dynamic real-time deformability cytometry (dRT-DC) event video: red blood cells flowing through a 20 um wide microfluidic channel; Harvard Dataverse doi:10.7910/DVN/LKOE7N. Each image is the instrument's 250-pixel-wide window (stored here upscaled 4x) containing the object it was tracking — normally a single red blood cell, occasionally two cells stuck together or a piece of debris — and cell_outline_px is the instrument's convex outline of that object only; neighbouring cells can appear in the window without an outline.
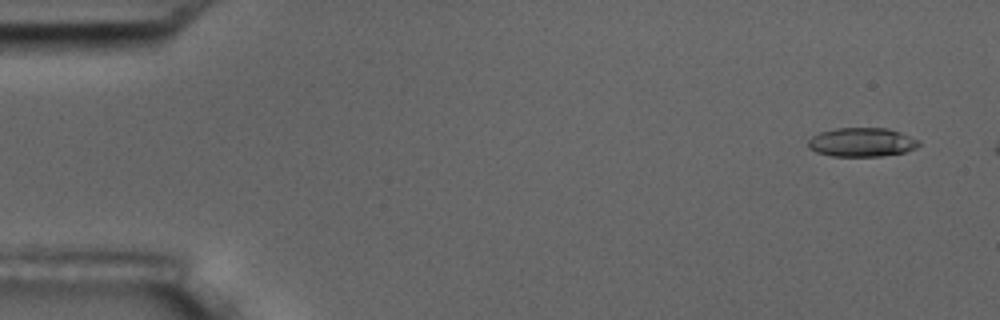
{"species": "common noctule bat (a hibernating species)", "species_latin": "Nyctalus noctula", "temperature_condition": "room temperature", "stored_images_in_passage": 3, "camera_frame_rate_fps": 3000, "um_per_image_px": 0.085, "animal": {"sex": "male", "body_mass_g": 17.5, "forearm_length_mm": 52.3}, "frame": {"image": 1, "passage_image": 1, "time_ms": 0.0, "image_size_px": [1000, 320], "cell_outline_px": [[920, 144], [916, 148], [904, 152], [880, 156], [832, 156], [816, 152], [808, 148], [808, 140], [812, 136], [820, 132], [836, 128], [888, 128], [900, 132], [920, 140]], "centroid_in_image_um": [73.25, 12.09], "position_along_channel_um": 11.8, "area_um2": 18.73}}